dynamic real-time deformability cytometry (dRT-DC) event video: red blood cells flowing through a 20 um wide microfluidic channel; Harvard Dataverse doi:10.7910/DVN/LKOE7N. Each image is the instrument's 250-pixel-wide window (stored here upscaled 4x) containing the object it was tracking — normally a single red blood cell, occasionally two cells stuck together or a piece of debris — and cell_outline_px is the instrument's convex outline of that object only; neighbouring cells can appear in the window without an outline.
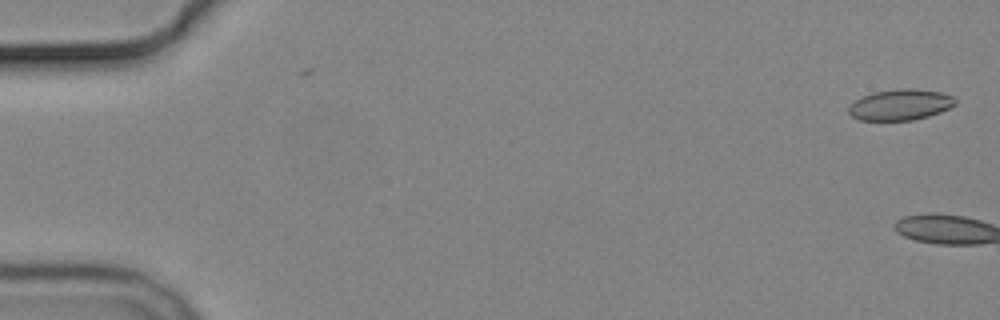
{"species": "common noctule bat (a hibernating species)", "species_latin": "Nyctalus noctula", "temperature_condition": "cold", "stored_images_in_passage": 6, "camera_frame_rate_fps": 3000, "um_per_image_px": 0.085, "animal": {"sex": "male", "body_mass_g": 19.2, "forearm_length_mm": 51.8}, "frame": {"image": 1, "passage_image": 1, "time_ms": 0.0, "image_size_px": [1000, 320], "cell_outline_px": [[956, 104], [940, 112], [928, 116], [912, 120], [860, 120], [852, 116], [848, 112], [848, 108], [856, 100], [872, 92], [904, 88], [916, 88], [940, 92], [956, 96]], "centroid_in_image_um": [76.57, 8.89], "position_along_channel_um": 8.4, "area_um2": 19.19}}